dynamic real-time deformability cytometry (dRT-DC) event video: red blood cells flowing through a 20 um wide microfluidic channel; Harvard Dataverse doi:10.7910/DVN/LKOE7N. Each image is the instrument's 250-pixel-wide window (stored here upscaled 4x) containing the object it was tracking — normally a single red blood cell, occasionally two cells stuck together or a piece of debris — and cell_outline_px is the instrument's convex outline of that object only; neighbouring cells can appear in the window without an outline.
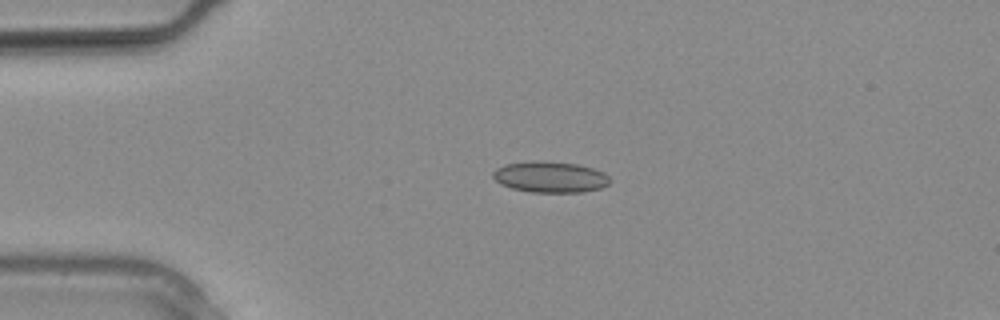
{"species": "common noctule bat (a hibernating species)", "species_latin": "Nyctalus noctula", "temperature_condition": "warm", "stored_images_in_passage": 13, "camera_frame_rate_fps": 3000, "um_per_image_px": 0.085, "animal": {"sex": "male", "body_mass_g": 20.4}, "frame": {"image": 1, "passage_image": 6, "time_ms": 1.667, "image_size_px": [1000, 320], "cell_outline_px": [[612, 180], [608, 184], [600, 188], [584, 192], [532, 192], [512, 188], [500, 184], [492, 176], [492, 172], [496, 168], [504, 164], [532, 160], [540, 160], [576, 164], [592, 168], [604, 172]], "centroid_in_image_um": [46.75, 15.03], "position_along_channel_um": 38.2, "area_um2": 21.33}}